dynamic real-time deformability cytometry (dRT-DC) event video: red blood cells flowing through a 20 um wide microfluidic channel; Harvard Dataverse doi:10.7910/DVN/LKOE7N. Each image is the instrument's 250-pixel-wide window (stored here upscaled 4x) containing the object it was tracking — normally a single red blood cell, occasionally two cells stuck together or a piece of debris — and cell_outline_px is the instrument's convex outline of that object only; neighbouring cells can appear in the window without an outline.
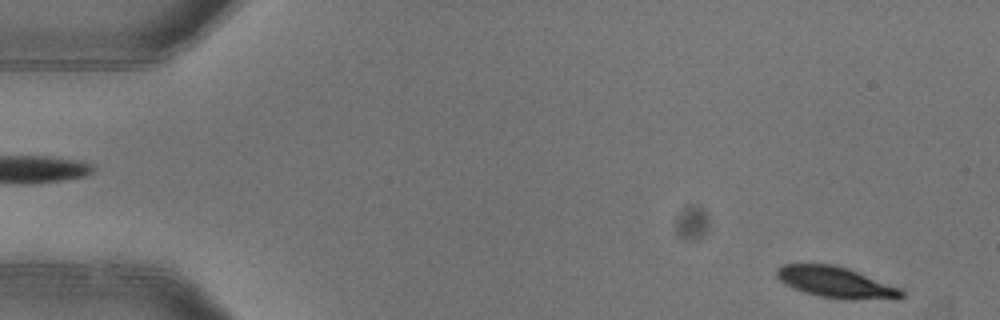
{"species": "common noctule bat (a hibernating species)", "species_latin": "Nyctalus noctula", "temperature_condition": "warm", "stored_images_in_passage": 5, "segment_of_instrument_passage": [2, 2], "camera_frame_rate_fps": 3000, "um_per_image_px": 0.085, "animal": {"sex": "female"}, "frame": {"image": 1, "passage_image": 5, "time_ms": 1.333, "image_size_px": [1000, 320], "cell_outline_px": [[904, 296], [896, 300], [820, 296], [804, 292], [792, 288], [784, 284], [776, 276], [776, 268], [784, 264], [832, 264], [848, 268], [900, 288], [904, 292]], "centroid_in_image_um": [71.03, 23.98], "position_along_channel_um": 14.0, "area_um2": 22.2}}